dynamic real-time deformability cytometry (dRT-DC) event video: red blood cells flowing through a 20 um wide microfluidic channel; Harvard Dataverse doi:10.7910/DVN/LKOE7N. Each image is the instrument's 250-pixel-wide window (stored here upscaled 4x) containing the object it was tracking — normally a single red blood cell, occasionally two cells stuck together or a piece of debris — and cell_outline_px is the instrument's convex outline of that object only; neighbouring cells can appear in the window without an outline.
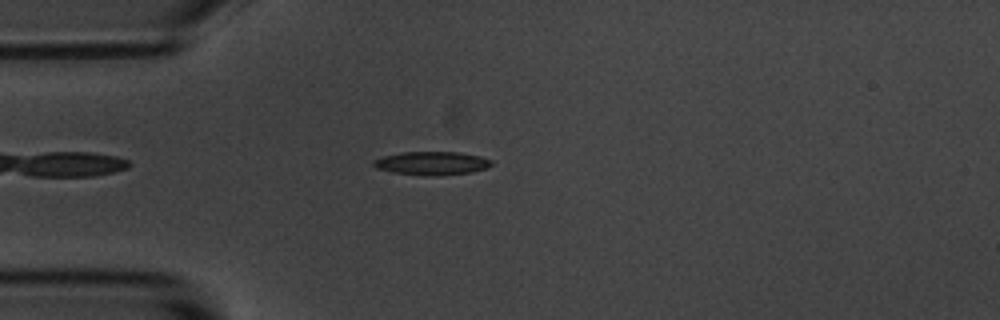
{"species": "common noctule bat (a hibernating species)", "species_latin": "Nyctalus noctula", "temperature_condition": "room temperature", "stored_images_in_passage": 47, "camera_frame_rate_fps": 3000, "um_per_image_px": 0.085, "animal": {"sex": "male", "body_mass_g": 20.1, "forearm_length_mm": 53.5}, "frame": {"image": 1, "passage_image": 6, "time_ms": 1.667, "image_size_px": [1000, 320], "cell_outline_px": [[492, 164], [488, 168], [472, 172], [392, 172], [376, 168], [372, 164], [372, 160], [384, 156], [404, 152], [460, 152], [480, 156], [492, 160]], "centroid_in_image_um": [36.72, 13.8], "position_along_channel_um": 48.3, "area_um2": 14.91}}
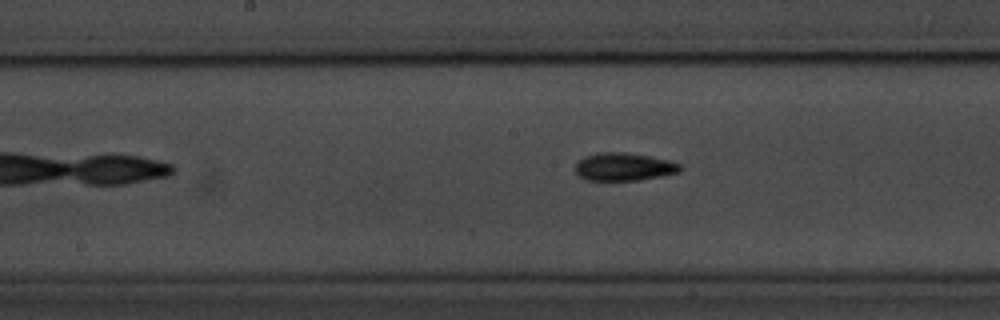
{"frame": {"image": 2, "passage_image": 19, "time_ms": 6.0, "image_size_px": [1000, 320], "cell_outline_px": [[684, 168], [680, 172], [640, 180], [584, 180], [576, 172], [576, 164], [584, 156], [600, 152], [624, 152], [648, 156], [668, 160], [680, 164]], "centroid_in_image_um": [53.04, 14.18], "position_along_channel_um": 195.2, "area_um2": 16.99}}
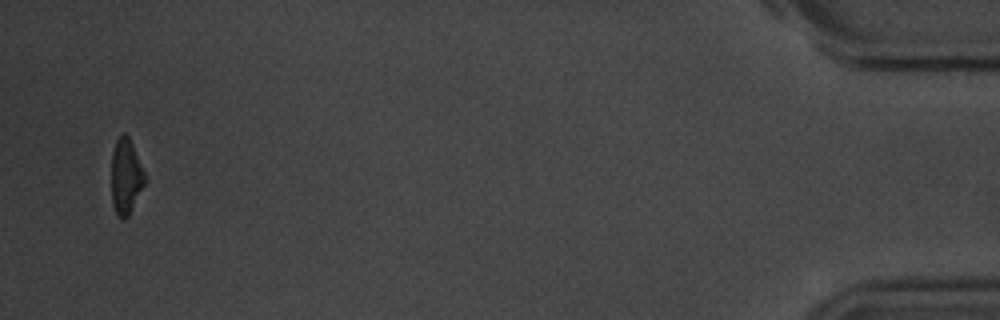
{"frame": {"image": 3, "passage_image": 45, "time_ms": 14.667, "image_size_px": [1000, 320], "cell_outline_px": [[144, 184], [128, 216], [124, 220], [116, 212], [112, 204], [112, 152], [116, 140], [124, 132], [128, 136], [132, 144], [144, 172]], "centroid_in_image_um": [10.68, 14.99], "position_along_channel_um": 424.5, "area_um2": 14.22}, "authors_computed_cell_mechanics": {"area_um2": 16.0106, "velocity_mm_per_s": 3.6449, "shape_relaxation_time_tau1_ms": 2.6176, "shape_relaxation_time_tau2_ms": 3.985, "deformation_change_tau1": 0.1512, "deformation_change_tau2": 0.1036}}